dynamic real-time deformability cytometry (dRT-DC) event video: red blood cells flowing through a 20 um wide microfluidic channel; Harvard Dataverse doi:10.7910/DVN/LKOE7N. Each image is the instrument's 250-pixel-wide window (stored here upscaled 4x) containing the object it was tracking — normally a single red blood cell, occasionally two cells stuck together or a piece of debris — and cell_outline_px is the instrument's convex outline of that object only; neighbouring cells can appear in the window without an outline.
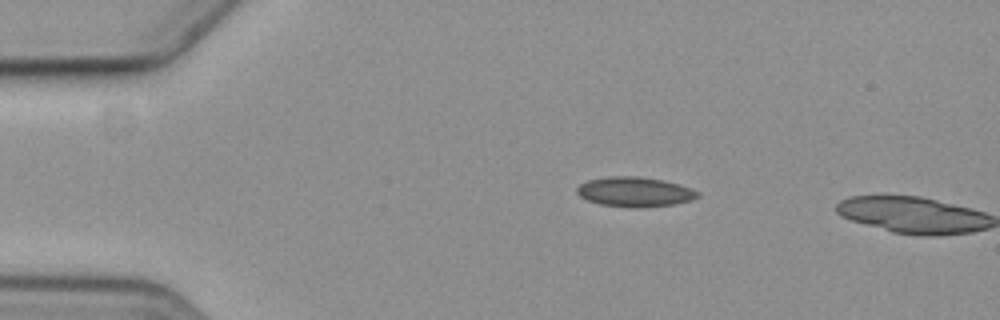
{"species": "common noctule bat (a hibernating species)", "species_latin": "Nyctalus noctula", "temperature_condition": "cold", "stored_images_in_passage": 2, "camera_frame_rate_fps": 3000, "um_per_image_px": 0.085, "animal": {"sex": "female", "body_mass_g": 19.3, "forearm_length_mm": 54.1}, "frame": {"image": 1, "passage_image": 1, "time_ms": 0.0, "image_size_px": [1000, 320], "cell_outline_px": [[700, 196], [692, 200], [676, 204], [640, 208], [636, 208], [600, 204], [588, 200], [580, 196], [576, 192], [576, 188], [580, 184], [588, 180], [608, 176], [636, 176], [664, 180], [680, 184], [700, 192]], "centroid_in_image_um": [53.98, 16.31], "position_along_channel_um": 31.0, "area_um2": 21.1}}